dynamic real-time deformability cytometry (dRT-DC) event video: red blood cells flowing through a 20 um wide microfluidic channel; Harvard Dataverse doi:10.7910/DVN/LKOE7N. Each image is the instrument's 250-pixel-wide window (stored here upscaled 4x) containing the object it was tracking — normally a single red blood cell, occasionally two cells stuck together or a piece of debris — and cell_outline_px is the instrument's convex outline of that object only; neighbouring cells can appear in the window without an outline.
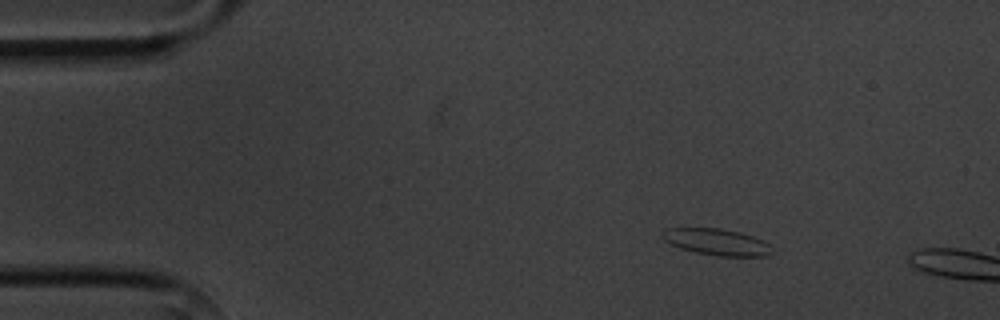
{"species": "common noctule bat (a hibernating species)", "species_latin": "Nyctalus noctula", "temperature_condition": "cold", "stored_images_in_passage": 4, "camera_frame_rate_fps": 3000, "um_per_image_px": 0.085, "animal": {"sex": "male", "body_mass_g": 20.1, "forearm_length_mm": 53.5}, "frame": {"image": 1, "passage_image": 2, "time_ms": 1.0, "image_size_px": [1000, 320], "cell_outline_px": [[776, 252], [764, 256], [716, 256], [696, 252], [680, 248], [664, 240], [660, 236], [660, 232], [664, 228], [720, 228], [740, 232], [752, 236], [768, 244]], "centroid_in_image_um": [60.89, 20.56], "position_along_channel_um": 24.1, "area_um2": 16.99}}